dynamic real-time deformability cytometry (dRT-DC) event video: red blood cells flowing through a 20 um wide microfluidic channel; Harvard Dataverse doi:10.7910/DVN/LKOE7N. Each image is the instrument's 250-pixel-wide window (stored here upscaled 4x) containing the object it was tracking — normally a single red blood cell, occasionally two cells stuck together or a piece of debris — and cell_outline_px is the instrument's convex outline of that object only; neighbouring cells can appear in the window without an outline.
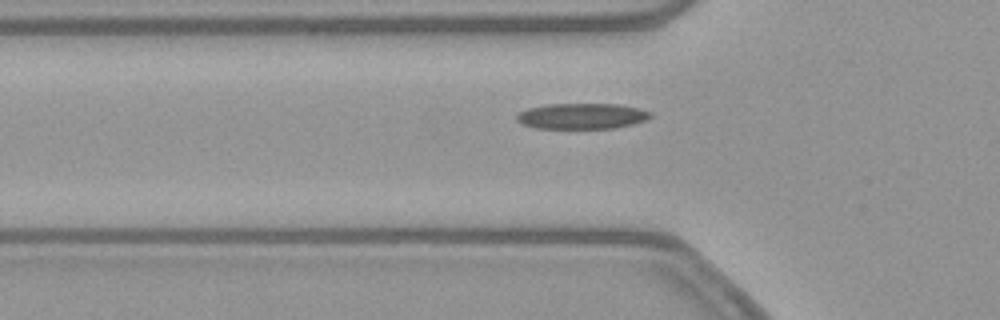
{"species": "common noctule bat (a hibernating species)", "species_latin": "Nyctalus noctula", "temperature_condition": "warm", "stored_images_in_passage": 39, "camera_frame_rate_fps": 3000, "um_per_image_px": 0.085, "animal": {"sex": "female", "body_mass_g": 21.9}, "frame": {"image": 1, "passage_image": 7, "time_ms": 2.0, "image_size_px": [1000, 320], "cell_outline_px": [[652, 116], [648, 120], [632, 124], [612, 128], [536, 128], [520, 124], [516, 120], [516, 116], [520, 112], [528, 108], [548, 104], [616, 104], [640, 108], [652, 112]], "centroid_in_image_um": [49.47, 9.87], "position_along_channel_um": 76.3, "area_um2": 20.11}}
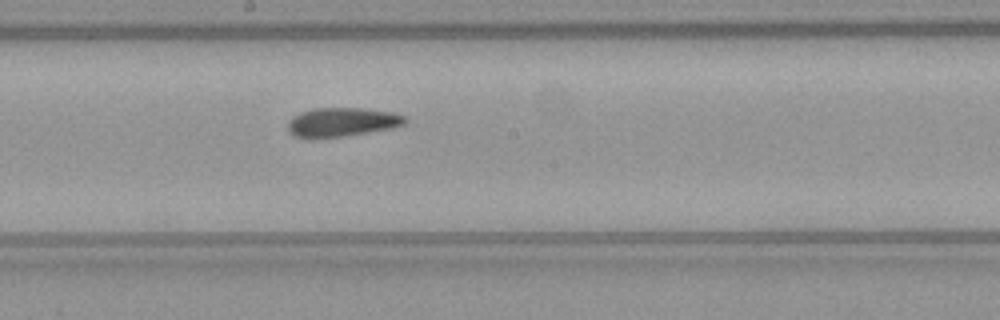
{"frame": {"image": 2, "passage_image": 18, "time_ms": 5.667, "image_size_px": [1000, 320], "cell_outline_px": [[408, 120], [404, 124], [392, 128], [344, 136], [316, 140], [312, 140], [296, 136], [288, 132], [288, 120], [292, 116], [300, 112], [312, 108], [360, 108], [392, 112], [404, 116]], "centroid_in_image_um": [29.0, 10.4], "position_along_channel_um": 219.2, "area_um2": 20.17}}
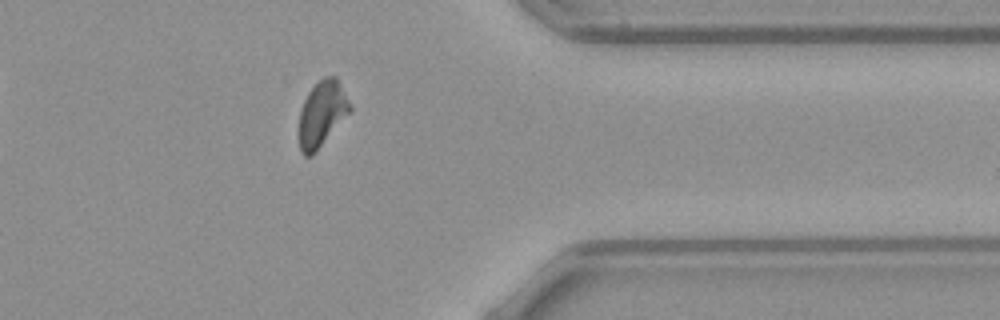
{"frame": {"image": 3, "passage_image": 32, "time_ms": 10.333, "image_size_px": [1000, 320], "cell_outline_px": [[352, 108], [316, 152], [312, 156], [304, 156], [300, 152], [300, 112], [304, 100], [308, 92], [324, 76], [336, 76]], "centroid_in_image_um": [27.35, 9.68], "position_along_channel_um": 384.1, "area_um2": 18.96}}